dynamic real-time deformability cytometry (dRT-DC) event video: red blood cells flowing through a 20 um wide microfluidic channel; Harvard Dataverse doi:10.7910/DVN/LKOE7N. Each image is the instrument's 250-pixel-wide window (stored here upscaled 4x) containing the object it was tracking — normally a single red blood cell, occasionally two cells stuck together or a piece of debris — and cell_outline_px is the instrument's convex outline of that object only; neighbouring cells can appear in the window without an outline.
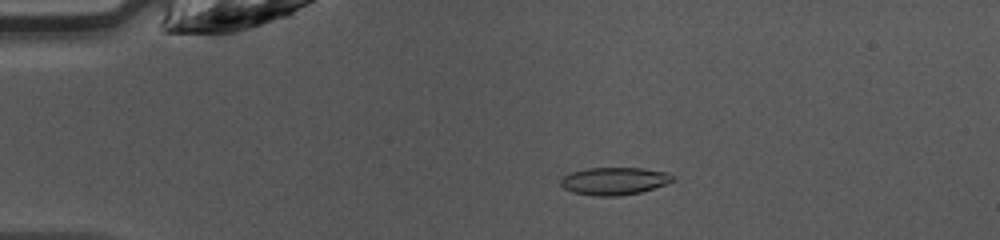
{"species": "common noctule bat (a hibernating species)", "species_latin": "Nyctalus noctula", "temperature_condition": "warm", "stored_images_in_passage": 47, "camera_frame_rate_fps": 3000, "um_per_image_px": 0.085, "animal": {"sex": "female", "body_mass_g": 10.0, "forearm_length_mm": 53.1}, "frame": {"image": 1, "passage_image": 10, "time_ms": 3.0, "image_size_px": [1000, 240], "cell_outline_px": [[672, 180], [664, 184], [640, 192], [616, 196], [596, 196], [572, 192], [564, 188], [560, 184], [560, 180], [564, 176], [572, 172], [588, 168], [640, 168], [668, 172], [672, 176]], "centroid_in_image_um": [52.16, 15.38], "position_along_channel_um": 32.8, "area_um2": 17.69}}
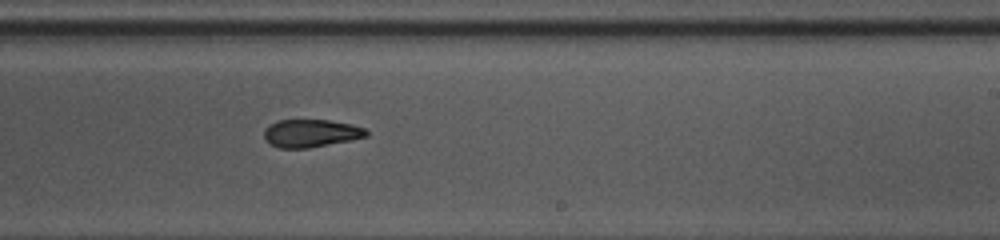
{"frame": {"image": 2, "passage_image": 29, "time_ms": 9.333, "image_size_px": [1000, 240], "cell_outline_px": [[368, 136], [352, 140], [308, 148], [280, 148], [268, 144], [264, 140], [264, 128], [276, 120], [328, 120], [352, 124], [364, 128], [368, 132]], "centroid_in_image_um": [26.39, 11.33], "position_along_channel_um": 262.6, "area_um2": 16.76}}
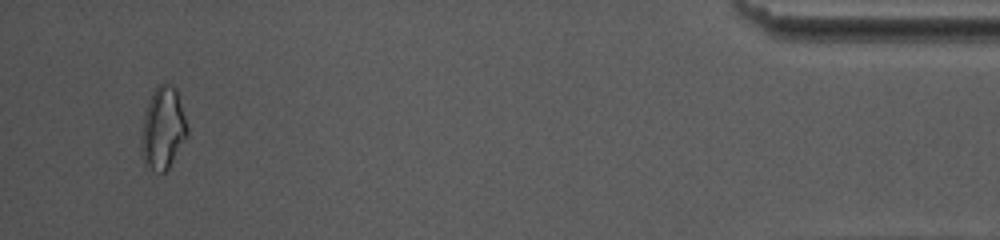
{"frame": {"image": 3, "passage_image": 45, "time_ms": 14.667, "image_size_px": [1000, 240], "cell_outline_px": [[188, 136], [168, 168], [164, 172], [160, 172], [144, 164], [140, 152], [140, 136], [144, 112], [152, 92], [156, 84], [164, 80], [176, 88], [188, 128]], "centroid_in_image_um": [13.83, 10.86], "position_along_channel_um": 421.4, "area_um2": 22.43}, "authors_computed_cell_mechanics": {"area_um2": 17.7446, "velocity_mm_per_s": 4.2963, "shape_relaxation_time_tau1_ms": null, "shape_relaxation_time_tau2_ms": 7.3742, "deformation_change_tau1": null, "deformation_change_tau2": 0.1403}}